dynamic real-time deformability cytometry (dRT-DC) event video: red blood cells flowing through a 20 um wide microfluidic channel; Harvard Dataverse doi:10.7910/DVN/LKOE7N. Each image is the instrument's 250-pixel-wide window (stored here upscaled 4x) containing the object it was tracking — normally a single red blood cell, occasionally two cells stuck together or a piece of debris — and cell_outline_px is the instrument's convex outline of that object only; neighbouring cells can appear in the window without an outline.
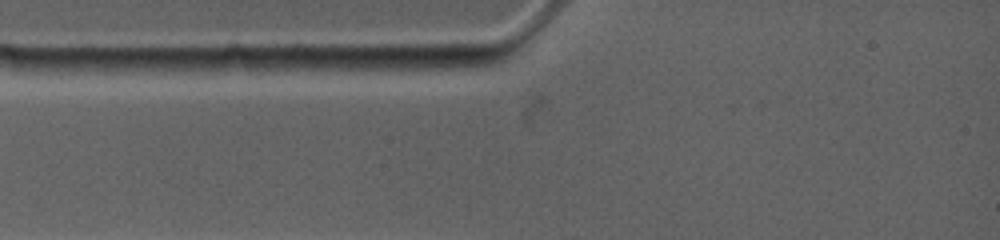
{"species": "common noctule bat (a hibernating species)", "species_latin": "Nyctalus noctula", "temperature_condition": "warm", "stored_images_in_passage": 2, "segment_of_instrument_passage": [1, 2], "camera_frame_rate_fps": 4500, "um_per_image_px": 0.085, "animal": {"sex": "female", "body_mass_g": 19.0, "forearm_length_mm": 53.3}, "frame": {"image": 1, "passage_image": 1, "time_ms": 0.0, "image_size_px": [1000, 240], "cell_outline_px": [[256, 68], [212, 76], [196, 76], [124, 68], [124, 64], [128, 60], [228, 56], [244, 56]], "centroid_in_image_um": [16.42, 5.56], "position_along_channel_um": 68.6, "area_um2": 13.58}}